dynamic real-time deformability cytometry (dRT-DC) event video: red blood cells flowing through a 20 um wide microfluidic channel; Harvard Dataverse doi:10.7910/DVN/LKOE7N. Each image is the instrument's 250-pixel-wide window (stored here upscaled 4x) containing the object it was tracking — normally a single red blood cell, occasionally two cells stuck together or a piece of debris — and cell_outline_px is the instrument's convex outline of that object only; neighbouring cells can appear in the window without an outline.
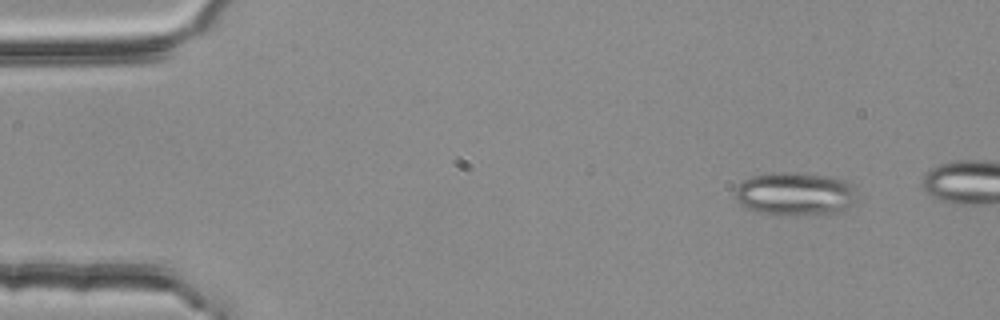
{"species": "common noctule bat (a hibernating species)", "species_latin": "Nyctalus noctula", "temperature_condition": "room temperature", "stored_images_in_passage": 3, "camera_frame_rate_fps": 3000, "um_per_image_px": 0.085, "animal": {"sex": "female", "body_mass_g": 25.1}, "frame": {"image": 1, "passage_image": 1, "time_ms": 0.0, "image_size_px": [1000, 320], "cell_outline_px": [[860, 196], [844, 212], [816, 216], [780, 216], [760, 212], [744, 208], [736, 200], [736, 188], [744, 180], [752, 176], [772, 172], [788, 172], [832, 176], [844, 180], [852, 184]], "centroid_in_image_um": [67.66, 16.52], "position_along_channel_um": 17.3, "area_um2": 31.85}}